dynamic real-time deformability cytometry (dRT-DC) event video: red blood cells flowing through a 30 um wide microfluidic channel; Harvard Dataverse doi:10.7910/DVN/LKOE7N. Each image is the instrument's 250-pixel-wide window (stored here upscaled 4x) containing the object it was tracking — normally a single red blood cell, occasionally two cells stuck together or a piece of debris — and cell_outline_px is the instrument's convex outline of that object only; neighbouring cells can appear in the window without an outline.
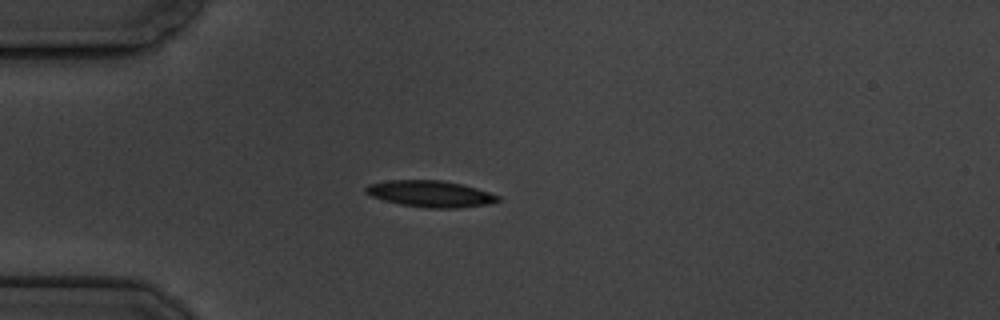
{"species": "common noctule bat (a hibernating species)", "species_latin": "Nyctalus noctula", "temperature_condition": "cold", "stored_images_in_passage": 3, "camera_frame_rate_fps": 3000, "um_per_image_px": 0.085, "animal": {"sex": "male", "body_mass_g": 19.5, "forearm_length_mm": 54.6}, "frame": {"image": 1, "passage_image": 3, "time_ms": 2.333, "image_size_px": [1000, 320], "cell_outline_px": [[500, 200], [488, 204], [456, 208], [428, 208], [400, 204], [384, 200], [372, 196], [364, 192], [364, 188], [368, 184], [388, 180], [440, 180], [460, 184], [476, 188], [500, 196]], "centroid_in_image_um": [36.55, 16.47], "position_along_channel_um": 48.4, "area_um2": 20.23}}